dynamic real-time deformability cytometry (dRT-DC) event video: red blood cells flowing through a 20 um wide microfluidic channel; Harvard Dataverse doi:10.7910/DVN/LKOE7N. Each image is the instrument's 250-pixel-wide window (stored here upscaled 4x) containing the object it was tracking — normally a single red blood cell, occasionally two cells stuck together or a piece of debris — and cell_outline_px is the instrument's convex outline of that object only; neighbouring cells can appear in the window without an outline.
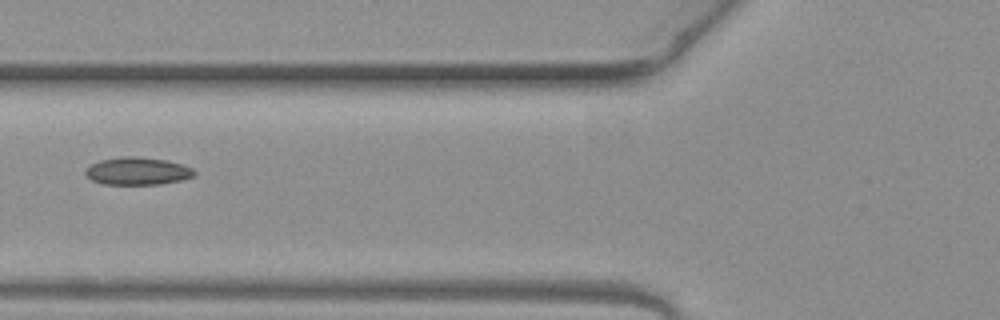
{"species": "common noctule bat (a hibernating species)", "species_latin": "Nyctalus noctula", "temperature_condition": "warm", "stored_images_in_passage": 5, "camera_frame_rate_fps": 3000, "um_per_image_px": 0.085, "animal": {"sex": "female", "body_mass_g": 19.3, "forearm_length_mm": 54.1}, "frame": {"image": 1, "passage_image": 5, "time_ms": 1.333, "image_size_px": [1000, 320], "cell_outline_px": [[196, 172], [192, 176], [180, 180], [160, 184], [104, 184], [92, 180], [84, 172], [84, 168], [100, 160], [120, 156], [132, 156], [168, 160], [192, 168]], "centroid_in_image_um": [11.65, 14.53], "position_along_channel_um": 114.1, "area_um2": 17.4}}